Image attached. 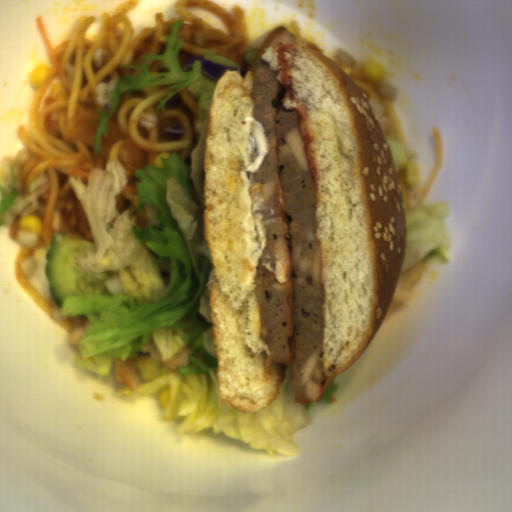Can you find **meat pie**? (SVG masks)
Masks as SVG:
<instances>
[{
    "label": "meat pie",
    "instance_id": "1",
    "mask_svg": "<svg viewBox=\"0 0 512 512\" xmlns=\"http://www.w3.org/2000/svg\"><path fill=\"white\" fill-rule=\"evenodd\" d=\"M248 71L252 109L246 117L263 126L268 143L258 170L246 171L250 184L261 187L256 197L265 233L254 282L258 339L268 349L266 369L273 364L293 368V400L300 406L315 404L338 375L324 369L326 296L316 191L299 114L290 106L272 105L281 71L260 58L251 59L244 78Z\"/></svg>",
    "mask_w": 512,
    "mask_h": 512
}]
</instances>
